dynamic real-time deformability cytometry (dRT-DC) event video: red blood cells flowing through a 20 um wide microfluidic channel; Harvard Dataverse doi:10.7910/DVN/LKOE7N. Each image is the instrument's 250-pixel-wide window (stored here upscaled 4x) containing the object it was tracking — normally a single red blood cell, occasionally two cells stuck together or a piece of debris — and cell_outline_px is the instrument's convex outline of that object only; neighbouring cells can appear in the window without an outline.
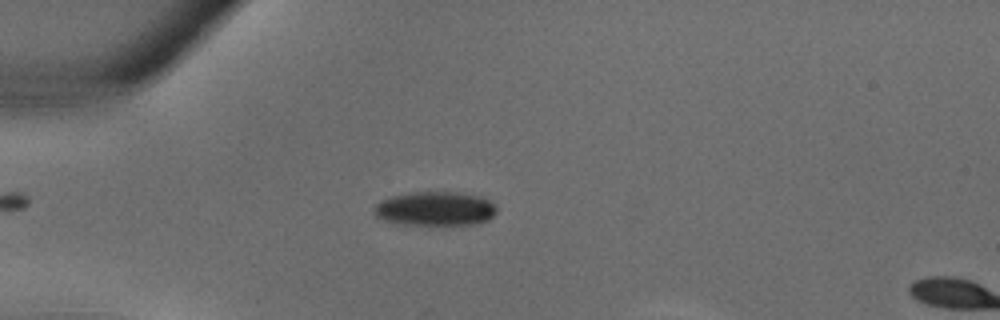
{"species": "common noctule bat (a hibernating species)", "species_latin": "Nyctalus noctula", "temperature_condition": "warm", "stored_images_in_passage": 6, "camera_frame_rate_fps": 3000, "um_per_image_px": 0.085, "animal": {"sex": "male", "body_mass_g": 18.8}, "frame": {"image": 1, "passage_image": 5, "time_ms": 1.333, "image_size_px": [1000, 320], "cell_outline_px": [[496, 212], [488, 220], [480, 224], [404, 224], [384, 220], [376, 216], [372, 212], [376, 204], [392, 196], [412, 192], [456, 192], [480, 196], [488, 200], [496, 208]], "centroid_in_image_um": [37.0, 17.74], "position_along_channel_um": 48.0, "area_um2": 24.1}}